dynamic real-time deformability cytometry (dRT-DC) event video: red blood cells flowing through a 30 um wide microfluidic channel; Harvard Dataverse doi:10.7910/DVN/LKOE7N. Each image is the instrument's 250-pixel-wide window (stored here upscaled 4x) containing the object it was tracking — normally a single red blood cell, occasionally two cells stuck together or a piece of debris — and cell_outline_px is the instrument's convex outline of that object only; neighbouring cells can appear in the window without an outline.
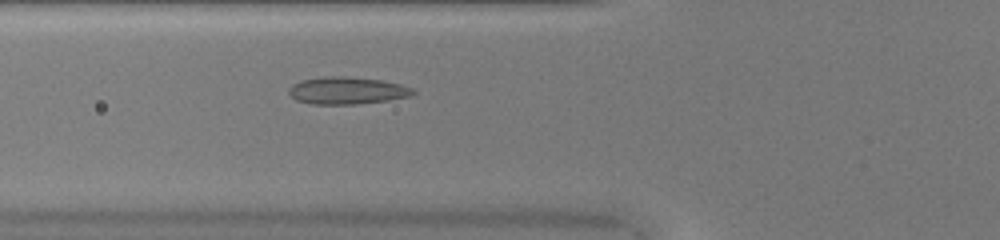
{"species": "common noctule bat (a hibernating species)", "species_latin": "Nyctalus noctula", "temperature_condition": "warm", "stored_images_in_passage": 34, "camera_frame_rate_fps": 3000, "um_per_image_px": 0.085, "animal": {"sex": "female", "body_mass_g": 20.0, "forearm_length_mm": 54.0}, "frame": {"image": 1, "passage_image": 3, "time_ms": 0.667, "image_size_px": [1000, 240], "cell_outline_px": [[416, 92], [412, 96], [388, 100], [356, 104], [312, 104], [296, 100], [288, 92], [288, 88], [292, 84], [304, 80], [324, 76], [340, 76], [380, 80], [400, 84], [412, 88]], "centroid_in_image_um": [29.5, 7.7], "position_along_channel_um": 96.3, "area_um2": 19.59}}
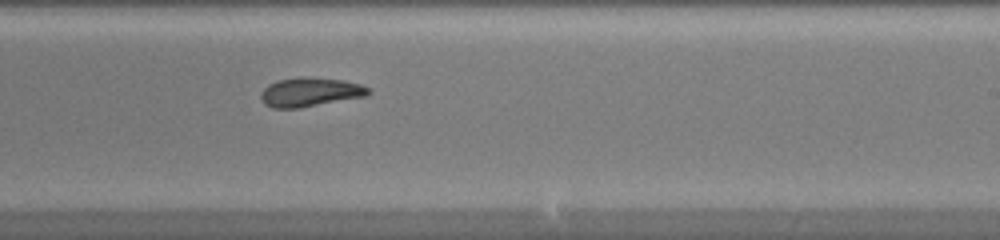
{"frame": {"image": 2, "passage_image": 15, "time_ms": 4.667, "image_size_px": [1000, 240], "cell_outline_px": [[372, 92], [368, 96], [300, 108], [272, 108], [264, 104], [260, 96], [260, 92], [268, 84], [276, 80], [308, 76], [340, 80], [360, 84], [368, 88]], "centroid_in_image_um": [26.35, 7.83], "position_along_channel_um": 262.7, "area_um2": 18.38}}
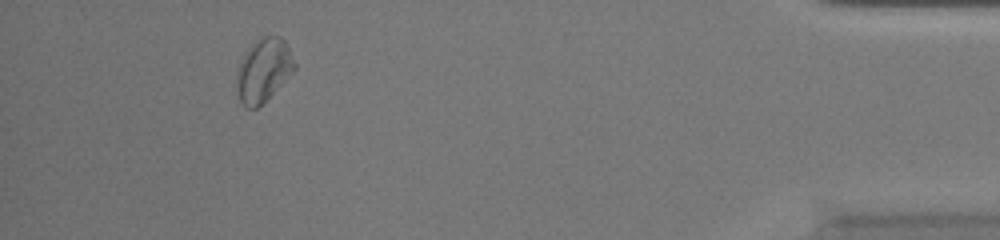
{"frame": {"image": 3, "passage_image": 30, "time_ms": 9.667, "image_size_px": [1000, 240], "cell_outline_px": [[296, 68], [256, 108], [244, 108], [236, 92], [236, 68], [244, 52], [256, 40], [264, 36], [280, 36], [284, 40], [296, 64]], "centroid_in_image_um": [22.34, 5.95], "position_along_channel_um": 412.9, "area_um2": 21.15}, "authors_computed_cell_mechanics": {"area_um2": 18.6983, "velocity_mm_per_s": 4.168, "shape_relaxation_time_tau1_ms": 8.2852, "shape_relaxation_time_tau2_ms": 3.4218, "deformation_change_tau1": 0.1394, "deformation_change_tau2": 0.0551}}